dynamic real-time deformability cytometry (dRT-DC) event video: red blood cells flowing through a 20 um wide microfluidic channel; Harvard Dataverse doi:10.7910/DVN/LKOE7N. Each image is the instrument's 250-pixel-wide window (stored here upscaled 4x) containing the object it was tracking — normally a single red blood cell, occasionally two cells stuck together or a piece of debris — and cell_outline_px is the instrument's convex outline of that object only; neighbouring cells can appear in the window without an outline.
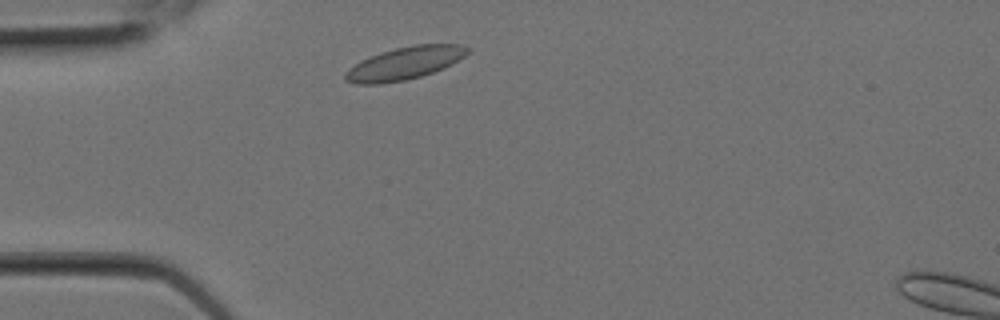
{"species": "Egyptian fruit bat (a non-hibernating species)", "species_latin": "Rousettus aegyptiacus", "temperature_condition": "room temperature", "stored_images_in_passage": 3, "camera_frame_rate_fps": 3000, "um_per_image_px": 0.085, "animal": {"sex": "female"}, "frame": {"image": 1, "passage_image": 2, "time_ms": 0.333, "image_size_px": [1000, 320], "cell_outline_px": [[472, 48], [464, 56], [452, 64], [444, 68], [420, 76], [404, 80], [380, 84], [356, 84], [344, 80], [344, 72], [348, 68], [360, 60], [396, 48], [412, 44], [464, 44]], "centroid_in_image_um": [34.4, 5.37], "position_along_channel_um": 50.6, "area_um2": 23.29}}